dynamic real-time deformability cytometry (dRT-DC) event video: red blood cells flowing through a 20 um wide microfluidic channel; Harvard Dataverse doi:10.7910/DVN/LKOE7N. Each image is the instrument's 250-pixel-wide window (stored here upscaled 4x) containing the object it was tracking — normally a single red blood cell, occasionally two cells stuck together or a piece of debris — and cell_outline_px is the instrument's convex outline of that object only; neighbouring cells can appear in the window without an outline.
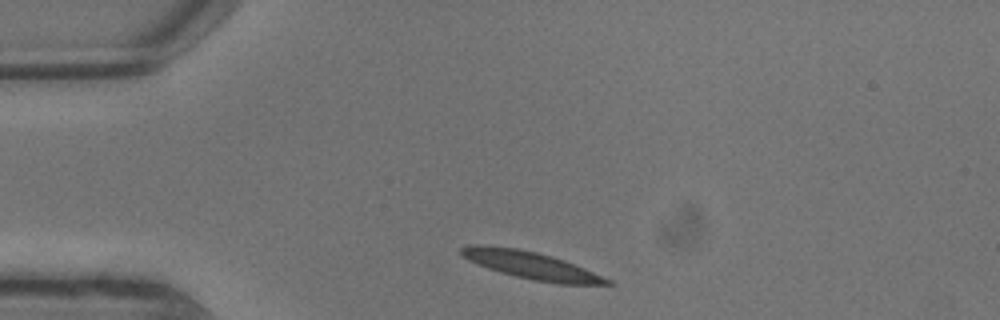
{"species": "common noctule bat (a hibernating species)", "species_latin": "Nyctalus noctula", "temperature_condition": "warm", "stored_images_in_passage": 6, "camera_frame_rate_fps": 3000, "um_per_image_px": 0.085, "animal": {"sex": "male", "body_mass_g": 13.3}, "frame": {"image": 1, "passage_image": 1, "time_ms": 0.0, "image_size_px": [1000, 320], "cell_outline_px": [[616, 284], [560, 284], [532, 280], [500, 272], [476, 264], [468, 260], [460, 252], [460, 248], [468, 244], [480, 244], [516, 248], [536, 252], [564, 260], [584, 268], [612, 280]], "centroid_in_image_um": [45.12, 22.54], "position_along_channel_um": 39.9, "area_um2": 23.18}}
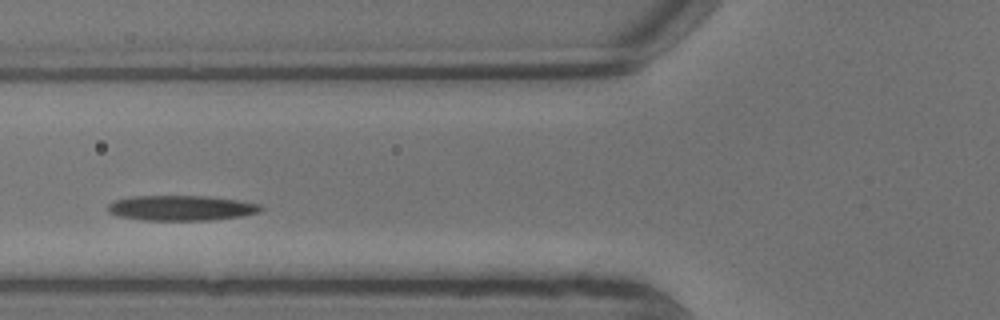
{"frame": {"image": 2, "passage_image": 4, "time_ms": 1.0, "image_size_px": [1000, 320], "cell_outline_px": [[264, 208], [260, 212], [240, 216], [212, 220], [144, 220], [116, 216], [108, 212], [108, 204], [116, 200], [132, 196], [208, 196], [240, 200], [260, 204]], "centroid_in_image_um": [15.42, 17.68], "position_along_channel_um": 110.4, "area_um2": 22.54}}
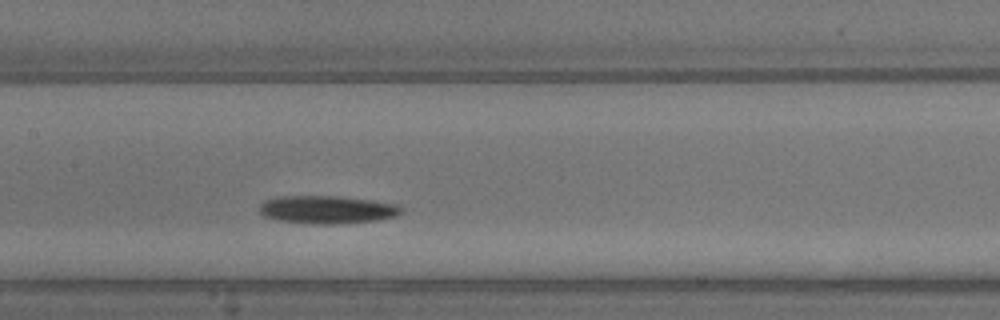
{"frame": {"image": 3, "passage_image": 6, "time_ms": 1.667, "image_size_px": [1000, 320], "cell_outline_px": [[400, 212], [396, 216], [376, 220], [340, 224], [308, 224], [276, 220], [264, 216], [260, 212], [260, 204], [264, 200], [276, 196], [336, 196], [372, 200], [400, 204]], "centroid_in_image_um": [27.76, 17.82], "position_along_channel_um": 179.6, "area_um2": 23.29}}